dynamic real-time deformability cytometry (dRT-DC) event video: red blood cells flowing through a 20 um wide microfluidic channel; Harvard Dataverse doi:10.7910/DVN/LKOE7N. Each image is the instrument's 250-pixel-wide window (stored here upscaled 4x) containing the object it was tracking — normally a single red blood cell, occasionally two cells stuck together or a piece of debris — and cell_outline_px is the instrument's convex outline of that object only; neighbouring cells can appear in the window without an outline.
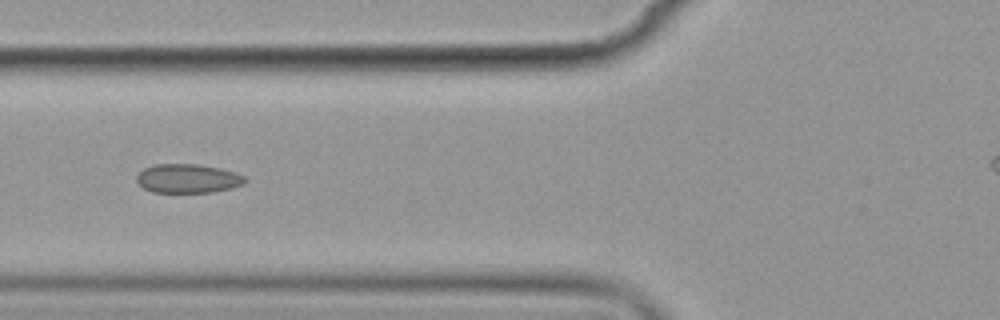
{"species": "common noctule bat (a hibernating species)", "species_latin": "Nyctalus noctula", "temperature_condition": "cold", "stored_images_in_passage": 10, "camera_frame_rate_fps": 3000, "um_per_image_px": 0.085, "animal": {"sex": "female", "body_mass_g": 19.9}, "frame": {"image": 1, "passage_image": 5, "time_ms": 4.667, "image_size_px": [1000, 320], "cell_outline_px": [[248, 180], [244, 184], [232, 188], [212, 192], [152, 192], [144, 188], [136, 180], [136, 176], [144, 168], [152, 164], [196, 164], [220, 168], [244, 176]], "centroid_in_image_um": [15.96, 15.17], "position_along_channel_um": 109.8, "area_um2": 18.26}}
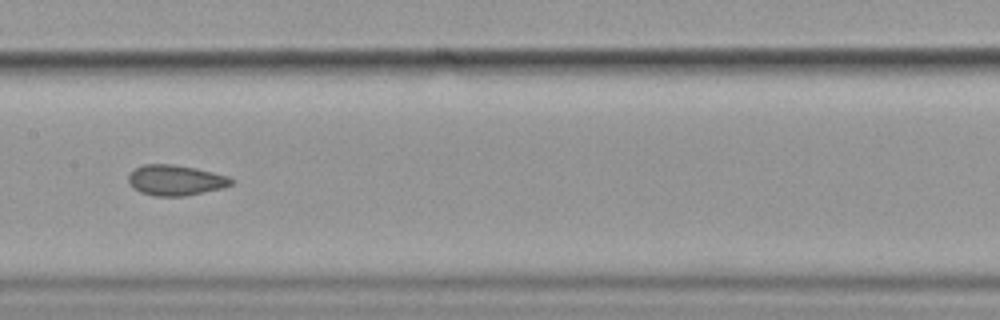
{"frame": {"image": 2, "passage_image": 7, "time_ms": 7.0, "image_size_px": [1000, 320], "cell_outline_px": [[232, 184], [220, 188], [184, 196], [156, 196], [140, 192], [132, 188], [128, 180], [128, 176], [136, 168], [144, 164], [172, 164], [196, 168], [228, 176], [232, 180]], "centroid_in_image_um": [14.88, 15.31], "position_along_channel_um": 192.5, "area_um2": 18.03}}
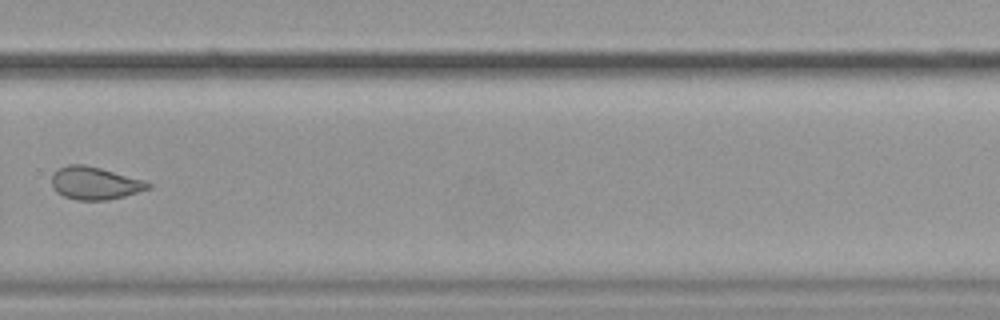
{"frame": {"image": 3, "passage_image": 10, "time_ms": 10.667, "image_size_px": [1000, 320], "cell_outline_px": [[152, 188], [124, 196], [104, 200], [76, 200], [64, 196], [56, 192], [52, 188], [52, 176], [60, 168], [68, 164], [84, 164], [100, 168], [144, 180], [152, 184]], "centroid_in_image_um": [8.07, 15.57], "position_along_channel_um": 321.7, "area_um2": 18.26}}